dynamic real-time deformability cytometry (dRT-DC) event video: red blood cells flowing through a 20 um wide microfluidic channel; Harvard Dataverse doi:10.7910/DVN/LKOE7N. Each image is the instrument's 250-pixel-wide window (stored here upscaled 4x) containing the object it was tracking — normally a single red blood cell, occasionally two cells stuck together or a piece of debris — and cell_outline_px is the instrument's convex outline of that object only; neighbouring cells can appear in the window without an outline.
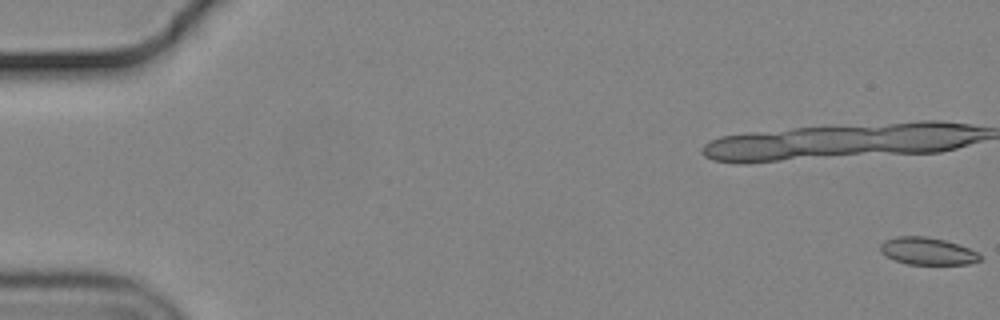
{"species": "common noctule bat (a hibernating species)", "species_latin": "Nyctalus noctula", "temperature_condition": "cold", "stored_images_in_passage": 51, "camera_frame_rate_fps": 3000, "um_per_image_px": 0.085, "animal": {"sex": "male", "body_mass_g": 19.2, "forearm_length_mm": 51.8}, "frame": {"image": 1, "passage_image": 1, "time_ms": 0.0, "image_size_px": [1000, 320], "cell_outline_px": [[980, 260], [968, 264], [908, 264], [896, 260], [880, 252], [880, 244], [884, 240], [896, 236], [928, 236], [944, 240], [968, 248], [976, 252], [980, 256]], "centroid_in_image_um": [78.79, 21.33], "position_along_channel_um": 6.2, "area_um2": 15.66}}